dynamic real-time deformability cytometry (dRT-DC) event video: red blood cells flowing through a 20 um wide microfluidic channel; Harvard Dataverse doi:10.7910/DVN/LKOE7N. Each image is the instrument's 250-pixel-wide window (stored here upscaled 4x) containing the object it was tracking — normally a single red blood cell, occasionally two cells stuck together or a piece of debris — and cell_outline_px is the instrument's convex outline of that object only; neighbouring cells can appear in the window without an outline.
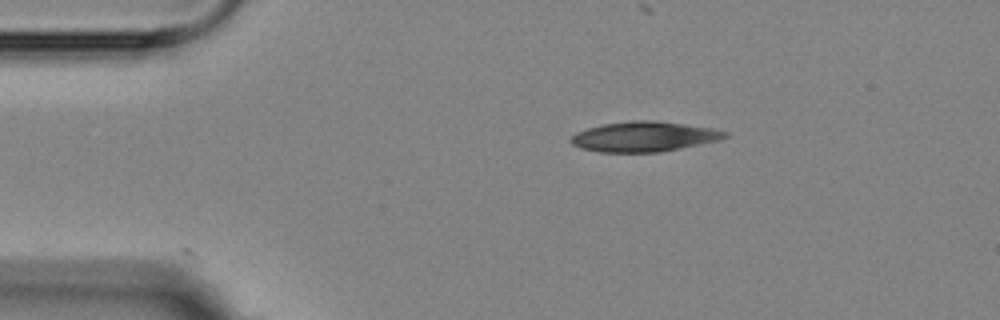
{"species": "Egyptian fruit bat (a non-hibernating species)", "species_latin": "Rousettus aegyptiacus", "temperature_condition": "room temperature", "stored_images_in_passage": 4, "camera_frame_rate_fps": 3000, "um_per_image_px": 0.085, "animal": {"sex": "female"}, "frame": {"image": 1, "passage_image": 1, "time_ms": 0.0, "image_size_px": [1000, 320], "cell_outline_px": [[728, 136], [720, 140], [660, 152], [600, 152], [580, 148], [572, 144], [568, 140], [576, 132], [600, 124], [632, 120], [656, 120], [712, 128], [728, 132]], "centroid_in_image_um": [54.72, 11.6], "position_along_channel_um": 30.3, "area_um2": 27.11}}
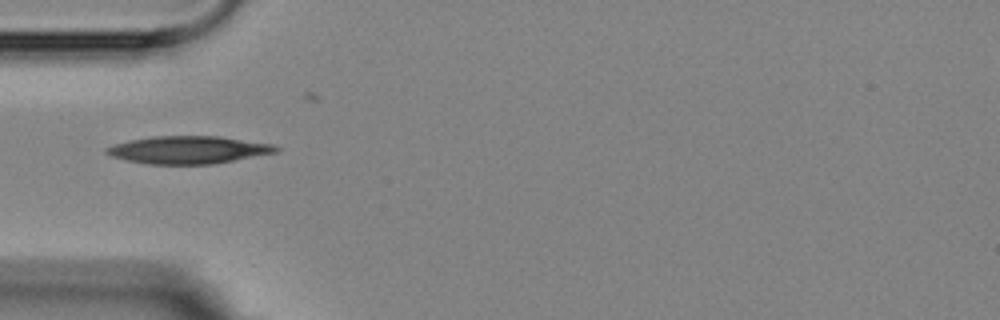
{"frame": {"image": 2, "passage_image": 3, "time_ms": 2.333, "image_size_px": [1000, 320], "cell_outline_px": [[280, 148], [276, 152], [212, 164], [148, 164], [128, 160], [112, 156], [104, 152], [104, 148], [128, 140], [152, 136], [220, 136], [272, 144]], "centroid_in_image_um": [15.98, 12.73], "position_along_channel_um": 69.0, "area_um2": 27.05}}
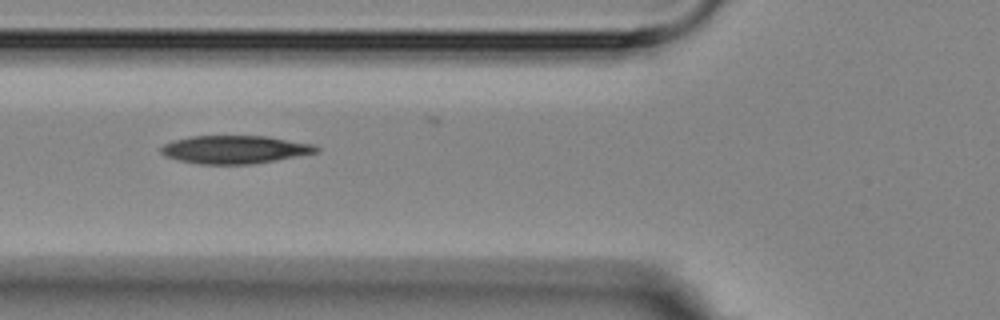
{"frame": {"image": 3, "passage_image": 4, "time_ms": 3.333, "image_size_px": [1000, 320], "cell_outline_px": [[320, 152], [276, 160], [252, 164], [200, 164], [180, 160], [164, 156], [160, 152], [160, 148], [164, 144], [172, 140], [192, 136], [264, 136], [312, 144], [320, 148]], "centroid_in_image_um": [19.94, 12.71], "position_along_channel_um": 105.9, "area_um2": 25.32}}